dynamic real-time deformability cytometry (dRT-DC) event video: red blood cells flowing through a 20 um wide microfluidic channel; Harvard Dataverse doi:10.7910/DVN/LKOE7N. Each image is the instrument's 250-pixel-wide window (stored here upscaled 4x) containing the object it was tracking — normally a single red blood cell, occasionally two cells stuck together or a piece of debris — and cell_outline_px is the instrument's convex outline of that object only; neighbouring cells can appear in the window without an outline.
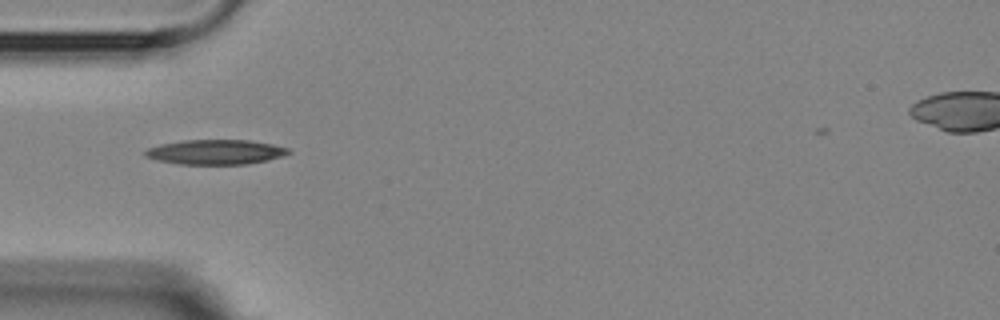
{"species": "Egyptian fruit bat (a non-hibernating species)", "species_latin": "Rousettus aegyptiacus", "temperature_condition": "room temperature", "stored_images_in_passage": 8, "camera_frame_rate_fps": 3000, "um_per_image_px": 0.085, "animal": {"sex": "female"}, "frame": {"image": 1, "passage_image": 5, "time_ms": 4.667, "image_size_px": [1000, 320], "cell_outline_px": [[292, 152], [268, 160], [248, 164], [180, 164], [156, 160], [144, 156], [144, 152], [148, 148], [160, 144], [184, 140], [248, 140], [272, 144], [288, 148]], "centroid_in_image_um": [18.3, 12.92], "position_along_channel_um": 66.7, "area_um2": 20.63}}
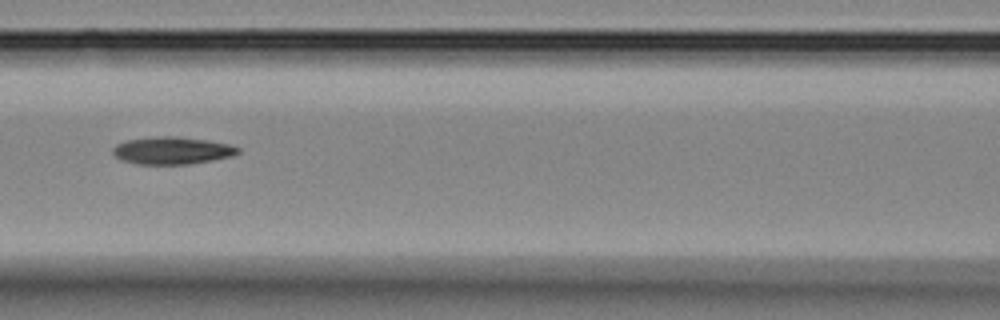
{"frame": {"image": 2, "passage_image": 7, "time_ms": 7.0, "image_size_px": [1000, 320], "cell_outline_px": [[240, 152], [232, 156], [192, 164], [136, 164], [120, 160], [112, 156], [112, 148], [116, 144], [124, 140], [156, 136], [176, 136], [208, 140], [228, 144], [240, 148]], "centroid_in_image_um": [14.57, 12.79], "position_along_channel_um": 152.0, "area_um2": 20.29}}
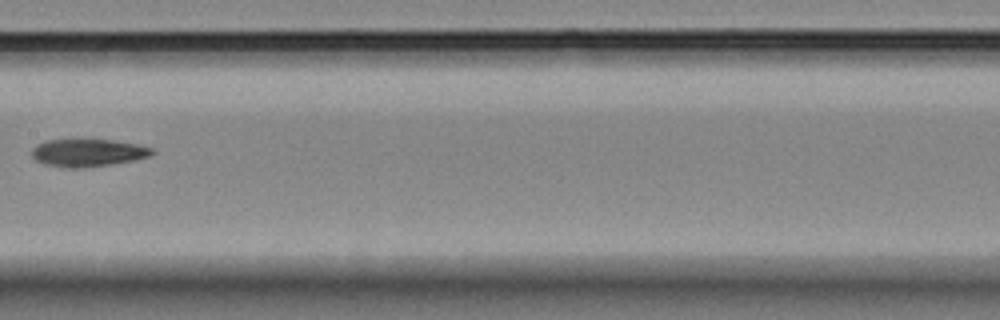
{"frame": {"image": 3, "passage_image": 8, "time_ms": 8.333, "image_size_px": [1000, 320], "cell_outline_px": [[156, 152], [152, 156], [136, 160], [112, 164], [84, 168], [64, 168], [44, 164], [36, 160], [32, 156], [32, 148], [36, 144], [44, 140], [72, 136], [112, 140], [136, 144], [152, 148]], "centroid_in_image_um": [7.43, 12.94], "position_along_channel_um": 200.0, "area_um2": 20.52}}